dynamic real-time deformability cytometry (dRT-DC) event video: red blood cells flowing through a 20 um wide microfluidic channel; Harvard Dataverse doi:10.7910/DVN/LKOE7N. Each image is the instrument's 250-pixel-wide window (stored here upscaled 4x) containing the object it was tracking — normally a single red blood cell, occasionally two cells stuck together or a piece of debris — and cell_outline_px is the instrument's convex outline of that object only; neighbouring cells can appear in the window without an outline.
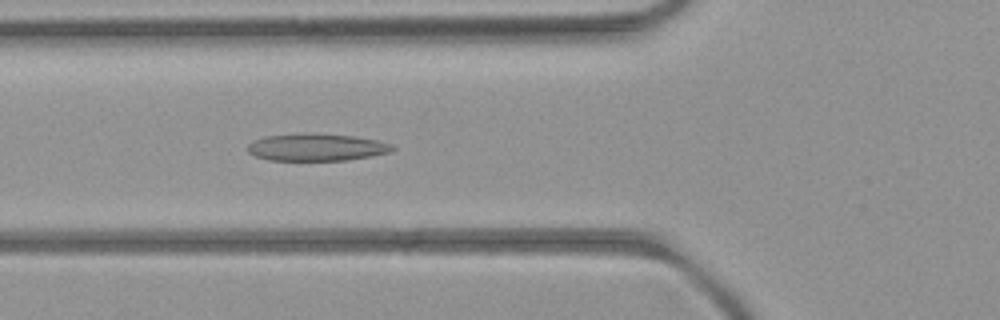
{"species": "common noctule bat (a hibernating species)", "species_latin": "Nyctalus noctula", "temperature_condition": "room temperature", "stored_images_in_passage": 40, "camera_frame_rate_fps": 3000, "um_per_image_px": 0.085, "animal": {"sex": "female", "body_mass_g": 21.9}, "frame": {"image": 1, "passage_image": 13, "time_ms": 4.0, "image_size_px": [1000, 320], "cell_outline_px": [[396, 148], [392, 152], [372, 156], [348, 160], [268, 160], [256, 156], [248, 152], [248, 144], [252, 140], [264, 136], [304, 132], [356, 136], [376, 140], [392, 144]], "centroid_in_image_um": [26.91, 12.5], "position_along_channel_um": 98.9, "area_um2": 23.35}}
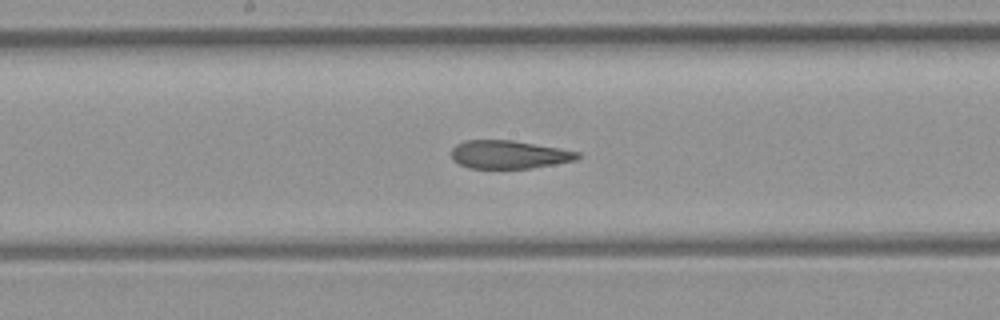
{"frame": {"image": 2, "passage_image": 21, "time_ms": 6.667, "image_size_px": [1000, 320], "cell_outline_px": [[580, 156], [576, 160], [532, 168], [468, 168], [452, 160], [452, 148], [456, 144], [464, 140], [512, 140], [560, 148], [580, 152]], "centroid_in_image_um": [43.25, 13.13], "position_along_channel_um": 204.9, "area_um2": 20.75}}
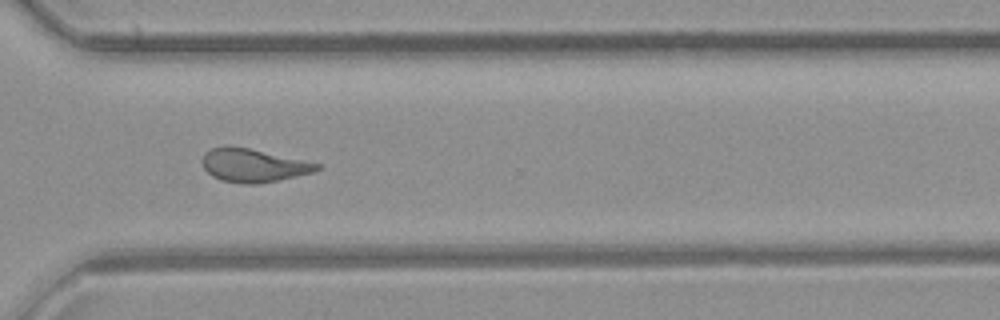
{"frame": {"image": 3, "passage_image": 32, "time_ms": 10.333, "image_size_px": [1000, 320], "cell_outline_px": [[320, 168], [312, 172], [280, 180], [256, 184], [244, 184], [220, 180], [212, 176], [204, 168], [200, 160], [204, 152], [212, 148], [228, 144], [248, 148], [304, 160], [320, 164]], "centroid_in_image_um": [21.46, 14.05], "position_along_channel_um": 349.1, "area_um2": 22.37}, "authors_computed_cell_mechanics": {"area_um2": 22.5131, "velocity_mm_per_s": 3.9381, "shape_relaxation_time_tau1_ms": null, "shape_relaxation_time_tau2_ms": 2.3149, "deformation_change_tau1": null, "deformation_change_tau2": 0.1103}}